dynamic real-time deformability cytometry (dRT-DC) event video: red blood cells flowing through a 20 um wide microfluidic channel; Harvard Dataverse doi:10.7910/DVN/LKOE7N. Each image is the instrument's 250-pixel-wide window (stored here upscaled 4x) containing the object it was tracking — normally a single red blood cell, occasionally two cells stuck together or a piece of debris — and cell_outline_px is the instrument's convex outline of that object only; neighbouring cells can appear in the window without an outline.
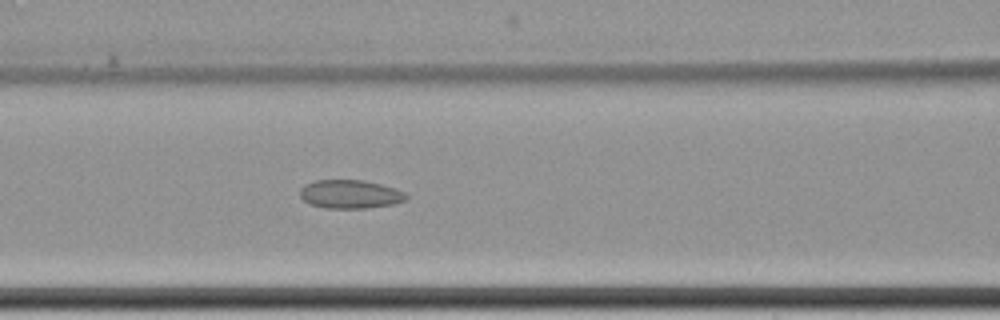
{"species": "common noctule bat (a hibernating species)", "species_latin": "Nyctalus noctula", "temperature_condition": "cold", "stored_images_in_passage": 6, "camera_frame_rate_fps": 3000, "um_per_image_px": 0.085, "animal": {"sex": "female", "body_mass_g": 22.7, "forearm_length_mm": 54.2}, "frame": {"image": 1, "passage_image": 6, "time_ms": 7.333, "image_size_px": [1000, 320], "cell_outline_px": [[408, 196], [404, 200], [396, 204], [368, 208], [328, 208], [308, 204], [300, 196], [300, 188], [304, 184], [312, 180], [364, 180], [380, 184], [404, 192]], "centroid_in_image_um": [29.72, 16.5], "position_along_channel_um": 136.9, "area_um2": 17.74}}